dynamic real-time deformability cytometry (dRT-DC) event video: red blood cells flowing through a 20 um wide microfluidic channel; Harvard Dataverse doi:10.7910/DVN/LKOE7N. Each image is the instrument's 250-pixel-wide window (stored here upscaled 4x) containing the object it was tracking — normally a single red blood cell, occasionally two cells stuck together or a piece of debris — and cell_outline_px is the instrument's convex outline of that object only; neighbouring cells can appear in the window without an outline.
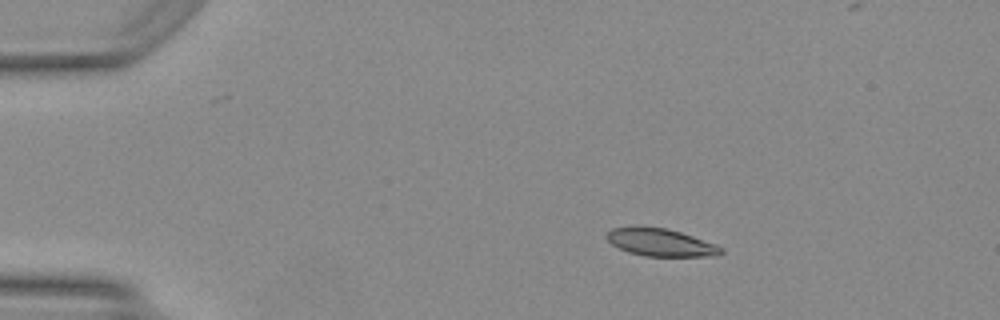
{"species": "Egyptian fruit bat (a non-hibernating species)", "species_latin": "Rousettus aegyptiacus", "temperature_condition": "warm", "stored_images_in_passage": 18, "camera_frame_rate_fps": 3000, "um_per_image_px": 0.085, "animal": {"sex": "female"}, "frame": {"image": 1, "passage_image": 1, "time_ms": 0.0, "image_size_px": [1000, 320], "cell_outline_px": [[724, 252], [716, 256], [644, 256], [628, 252], [612, 244], [604, 236], [612, 228], [636, 224], [664, 228], [680, 232], [716, 244], [724, 248]], "centroid_in_image_um": [56.12, 20.58], "position_along_channel_um": 28.9, "area_um2": 18.73}}
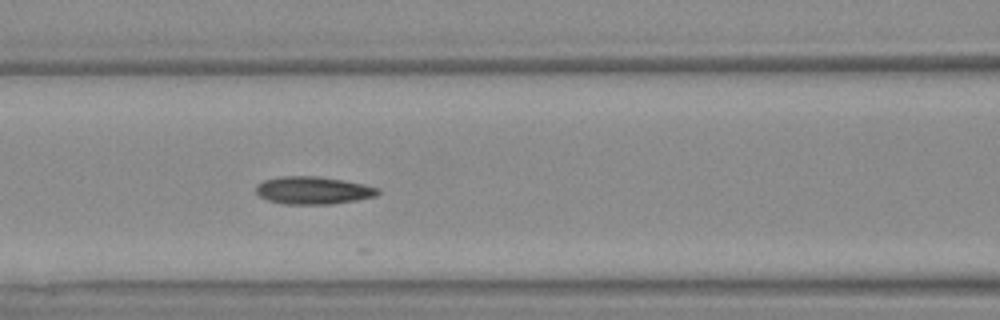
{"frame": {"image": 2, "passage_image": 14, "time_ms": 4.333, "image_size_px": [1000, 320], "cell_outline_px": [[380, 192], [376, 196], [356, 200], [332, 204], [284, 204], [268, 200], [260, 196], [256, 192], [256, 184], [264, 180], [284, 176], [316, 176], [364, 184], [380, 188]], "centroid_in_image_um": [26.62, 16.18], "position_along_channel_um": 140.0, "area_um2": 19.54}}
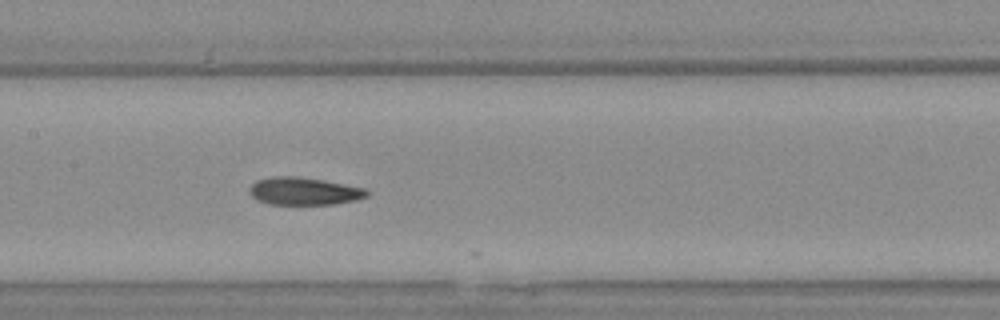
{"frame": {"image": 3, "passage_image": 17, "time_ms": 5.333, "image_size_px": [1000, 320], "cell_outline_px": [[368, 196], [356, 200], [336, 204], [268, 204], [256, 200], [252, 196], [248, 188], [256, 180], [272, 176], [296, 176], [344, 184], [364, 188], [368, 192]], "centroid_in_image_um": [25.8, 16.25], "position_along_channel_um": 181.6, "area_um2": 18.84}}